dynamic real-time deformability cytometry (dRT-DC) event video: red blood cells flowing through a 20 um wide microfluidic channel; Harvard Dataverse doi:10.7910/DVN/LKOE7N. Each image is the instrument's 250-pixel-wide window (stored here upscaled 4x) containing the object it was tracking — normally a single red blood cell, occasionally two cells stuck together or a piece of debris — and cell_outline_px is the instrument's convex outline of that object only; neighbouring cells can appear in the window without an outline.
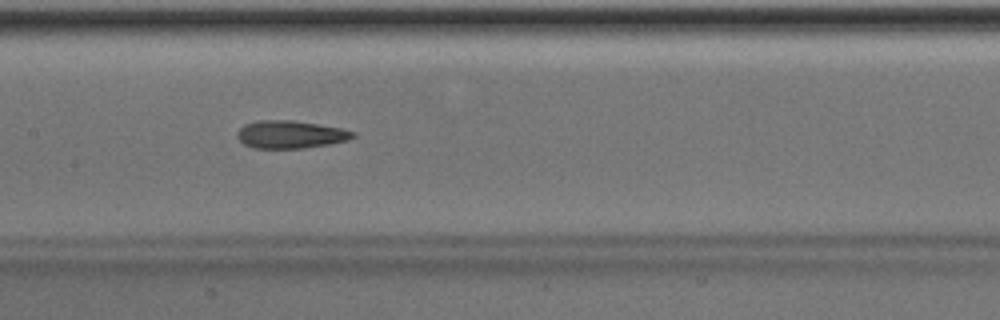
{"species": "Egyptian fruit bat (a non-hibernating species)", "species_latin": "Rousettus aegyptiacus", "temperature_condition": "room temperature", "stored_images_in_passage": 50, "camera_frame_rate_fps": 3000, "um_per_image_px": 0.085, "animal": {"sex": "male"}, "frame": {"image": 1, "passage_image": 25, "time_ms": 8.0, "image_size_px": [1000, 320], "cell_outline_px": [[356, 136], [348, 140], [328, 144], [304, 148], [252, 148], [244, 144], [236, 136], [236, 132], [244, 124], [256, 120], [292, 120], [340, 128], [356, 132]], "centroid_in_image_um": [24.65, 11.43], "position_along_channel_um": 182.7, "area_um2": 18.73}}
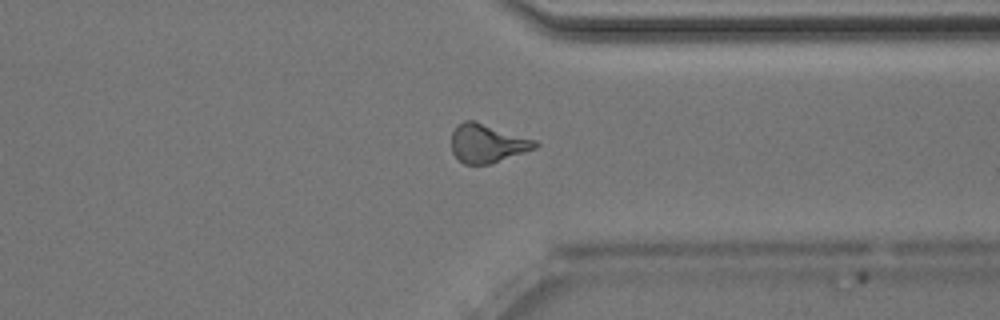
{"frame": {"image": 2, "passage_image": 39, "time_ms": 12.667, "image_size_px": [1000, 320], "cell_outline_px": [[540, 144], [536, 148], [492, 164], [464, 164], [452, 152], [452, 132], [456, 124], [464, 120], [472, 120], [536, 140]], "centroid_in_image_um": [41.42, 12.19], "position_along_channel_um": 370.0, "area_um2": 18.79}}
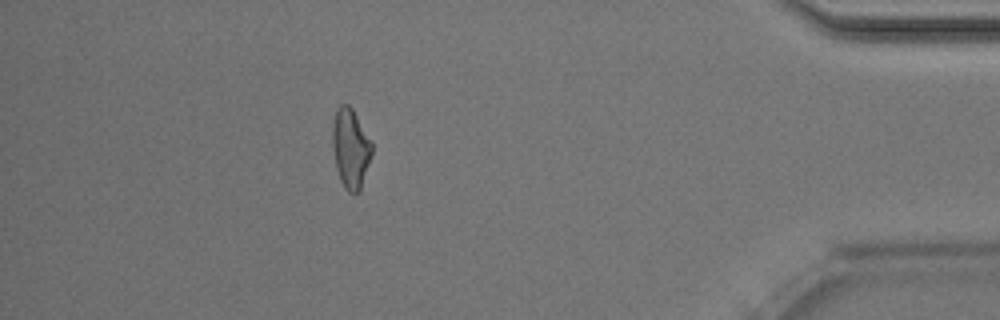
{"frame": {"image": 3, "passage_image": 45, "time_ms": 14.667, "image_size_px": [1000, 320], "cell_outline_px": [[372, 152], [360, 188], [356, 192], [348, 192], [344, 188], [340, 180], [336, 168], [332, 148], [332, 124], [336, 108], [340, 104], [348, 104], [352, 108], [372, 144]], "centroid_in_image_um": [29.75, 12.57], "position_along_channel_um": 405.4, "area_um2": 18.03}, "authors_computed_cell_mechanics": {"area_um2": 18.9873, "velocity_mm_per_s": 4.0438, "shape_relaxation_time_tau1_ms": 6.7297, "shape_relaxation_time_tau2_ms": 2.0869, "deformation_change_tau1": 0.1601, "deformation_change_tau2": 0.119}}